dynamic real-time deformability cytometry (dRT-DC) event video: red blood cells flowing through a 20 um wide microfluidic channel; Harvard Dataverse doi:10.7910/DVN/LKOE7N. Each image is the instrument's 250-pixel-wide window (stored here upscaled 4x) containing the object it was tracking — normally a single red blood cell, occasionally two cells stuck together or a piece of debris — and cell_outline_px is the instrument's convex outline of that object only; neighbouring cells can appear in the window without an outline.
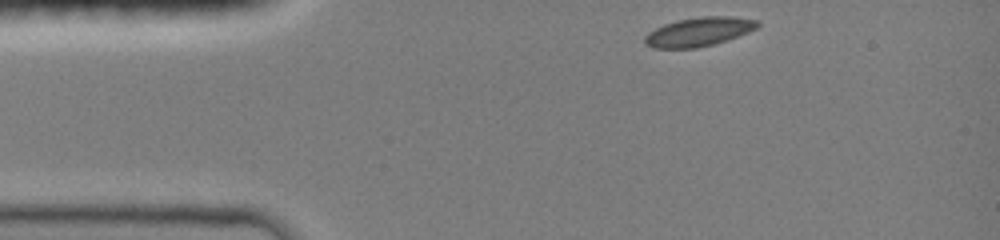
{"species": "common noctule bat (a hibernating species)", "species_latin": "Nyctalus noctula", "temperature_condition": "room temperature", "stored_images_in_passage": 36, "camera_frame_rate_fps": 3000, "um_per_image_px": 0.085, "animal": {"sex": "female", "body_mass_g": 19.0, "forearm_length_mm": 51.5}, "frame": {"image": 1, "passage_image": 1, "time_ms": 0.0, "image_size_px": [1000, 240], "cell_outline_px": [[760, 24], [756, 28], [748, 32], [712, 44], [696, 48], [652, 48], [644, 44], [644, 36], [648, 32], [664, 24], [676, 20], [700, 16], [732, 16], [756, 20]], "centroid_in_image_um": [59.34, 2.69], "position_along_channel_um": 25.7, "area_um2": 18.9}}
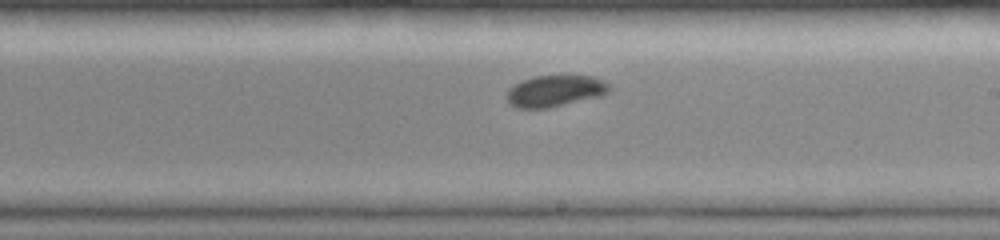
{"frame": {"image": 2, "passage_image": 21, "time_ms": 6.667, "image_size_px": [1000, 240], "cell_outline_px": [[608, 92], [600, 96], [548, 108], [516, 108], [508, 104], [504, 96], [508, 88], [520, 80], [532, 76], [592, 76], [604, 80], [608, 84]], "centroid_in_image_um": [47.08, 7.73], "position_along_channel_um": 241.9, "area_um2": 18.96}}
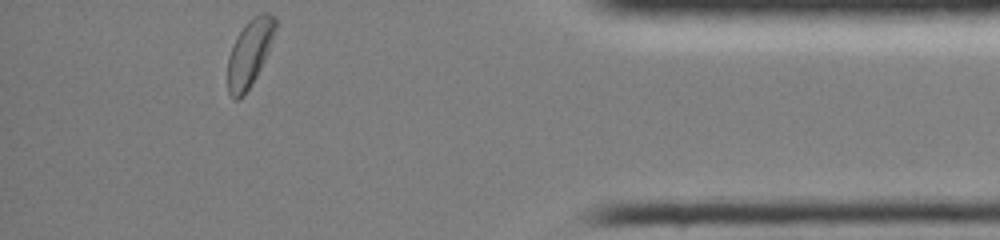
{"frame": {"image": 3, "passage_image": 36, "time_ms": 11.667, "image_size_px": [1000, 240], "cell_outline_px": [[276, 28], [268, 52], [256, 76], [244, 96], [240, 100], [232, 100], [228, 92], [228, 56], [240, 32], [248, 20], [252, 16], [260, 12], [268, 12], [276, 16]], "centroid_in_image_um": [21.22, 4.51], "position_along_channel_um": 414.0, "area_um2": 18.55}}